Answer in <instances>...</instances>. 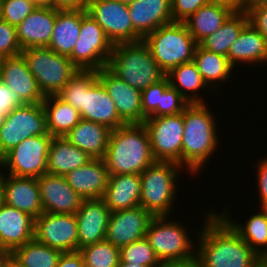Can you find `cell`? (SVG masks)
Here are the masks:
<instances>
[{
	"instance_id": "6da1fadb",
	"label": "cell",
	"mask_w": 267,
	"mask_h": 267,
	"mask_svg": "<svg viewBox=\"0 0 267 267\" xmlns=\"http://www.w3.org/2000/svg\"><path fill=\"white\" fill-rule=\"evenodd\" d=\"M208 213V214H207ZM205 214L201 229H196L198 267H258L261 261L251 247L214 209Z\"/></svg>"
},
{
	"instance_id": "7a4b0ae2",
	"label": "cell",
	"mask_w": 267,
	"mask_h": 267,
	"mask_svg": "<svg viewBox=\"0 0 267 267\" xmlns=\"http://www.w3.org/2000/svg\"><path fill=\"white\" fill-rule=\"evenodd\" d=\"M208 105L212 106L209 103H189L184 109L181 167L189 172L190 178L201 174L210 157L217 153L220 142L215 112Z\"/></svg>"
},
{
	"instance_id": "3957f363",
	"label": "cell",
	"mask_w": 267,
	"mask_h": 267,
	"mask_svg": "<svg viewBox=\"0 0 267 267\" xmlns=\"http://www.w3.org/2000/svg\"><path fill=\"white\" fill-rule=\"evenodd\" d=\"M57 96L77 109L82 119L105 125L111 130L126 125L98 80L97 70H79Z\"/></svg>"
},
{
	"instance_id": "277c9868",
	"label": "cell",
	"mask_w": 267,
	"mask_h": 267,
	"mask_svg": "<svg viewBox=\"0 0 267 267\" xmlns=\"http://www.w3.org/2000/svg\"><path fill=\"white\" fill-rule=\"evenodd\" d=\"M109 174H141L155 160L143 124H126L111 130L103 158Z\"/></svg>"
},
{
	"instance_id": "5b68a950",
	"label": "cell",
	"mask_w": 267,
	"mask_h": 267,
	"mask_svg": "<svg viewBox=\"0 0 267 267\" xmlns=\"http://www.w3.org/2000/svg\"><path fill=\"white\" fill-rule=\"evenodd\" d=\"M107 67L128 85L140 91L166 77L143 40L114 45Z\"/></svg>"
},
{
	"instance_id": "8992f818",
	"label": "cell",
	"mask_w": 267,
	"mask_h": 267,
	"mask_svg": "<svg viewBox=\"0 0 267 267\" xmlns=\"http://www.w3.org/2000/svg\"><path fill=\"white\" fill-rule=\"evenodd\" d=\"M183 169L175 162L155 161L148 166L140 174V206L153 216L172 217L171 211L174 210V203H177L175 201H178L179 196L178 179L183 175Z\"/></svg>"
},
{
	"instance_id": "52a82bcc",
	"label": "cell",
	"mask_w": 267,
	"mask_h": 267,
	"mask_svg": "<svg viewBox=\"0 0 267 267\" xmlns=\"http://www.w3.org/2000/svg\"><path fill=\"white\" fill-rule=\"evenodd\" d=\"M143 42L166 74L174 67L193 61L198 45L185 23L181 22L159 27L147 35Z\"/></svg>"
},
{
	"instance_id": "ba28073f",
	"label": "cell",
	"mask_w": 267,
	"mask_h": 267,
	"mask_svg": "<svg viewBox=\"0 0 267 267\" xmlns=\"http://www.w3.org/2000/svg\"><path fill=\"white\" fill-rule=\"evenodd\" d=\"M179 222L154 216L148 226L145 237L160 261H196L197 241L189 236L188 225Z\"/></svg>"
},
{
	"instance_id": "9c48e42d",
	"label": "cell",
	"mask_w": 267,
	"mask_h": 267,
	"mask_svg": "<svg viewBox=\"0 0 267 267\" xmlns=\"http://www.w3.org/2000/svg\"><path fill=\"white\" fill-rule=\"evenodd\" d=\"M21 54L44 96L57 95L79 71L67 56L47 47L23 49Z\"/></svg>"
},
{
	"instance_id": "30bf717a",
	"label": "cell",
	"mask_w": 267,
	"mask_h": 267,
	"mask_svg": "<svg viewBox=\"0 0 267 267\" xmlns=\"http://www.w3.org/2000/svg\"><path fill=\"white\" fill-rule=\"evenodd\" d=\"M52 136L36 135L24 139L1 159V168L6 174L17 177L39 178L47 173V157Z\"/></svg>"
},
{
	"instance_id": "8fae6325",
	"label": "cell",
	"mask_w": 267,
	"mask_h": 267,
	"mask_svg": "<svg viewBox=\"0 0 267 267\" xmlns=\"http://www.w3.org/2000/svg\"><path fill=\"white\" fill-rule=\"evenodd\" d=\"M113 47L104 30L86 13L81 20L78 41L68 58L79 70H99L108 65Z\"/></svg>"
},
{
	"instance_id": "7c38bea8",
	"label": "cell",
	"mask_w": 267,
	"mask_h": 267,
	"mask_svg": "<svg viewBox=\"0 0 267 267\" xmlns=\"http://www.w3.org/2000/svg\"><path fill=\"white\" fill-rule=\"evenodd\" d=\"M47 133L42 103L17 107L4 118L0 128V159L24 139Z\"/></svg>"
},
{
	"instance_id": "4fadbf2b",
	"label": "cell",
	"mask_w": 267,
	"mask_h": 267,
	"mask_svg": "<svg viewBox=\"0 0 267 267\" xmlns=\"http://www.w3.org/2000/svg\"><path fill=\"white\" fill-rule=\"evenodd\" d=\"M143 125L149 134L154 160L175 162L181 166L184 111L176 115L147 117Z\"/></svg>"
},
{
	"instance_id": "5bb4252c",
	"label": "cell",
	"mask_w": 267,
	"mask_h": 267,
	"mask_svg": "<svg viewBox=\"0 0 267 267\" xmlns=\"http://www.w3.org/2000/svg\"><path fill=\"white\" fill-rule=\"evenodd\" d=\"M34 239L62 252L78 251L76 215L43 212L34 219Z\"/></svg>"
},
{
	"instance_id": "9a60e30c",
	"label": "cell",
	"mask_w": 267,
	"mask_h": 267,
	"mask_svg": "<svg viewBox=\"0 0 267 267\" xmlns=\"http://www.w3.org/2000/svg\"><path fill=\"white\" fill-rule=\"evenodd\" d=\"M87 13L104 30L113 45L134 43V28L128 5L116 0H90Z\"/></svg>"
},
{
	"instance_id": "2e32d148",
	"label": "cell",
	"mask_w": 267,
	"mask_h": 267,
	"mask_svg": "<svg viewBox=\"0 0 267 267\" xmlns=\"http://www.w3.org/2000/svg\"><path fill=\"white\" fill-rule=\"evenodd\" d=\"M154 216L140 205L111 212L105 240L121 248L145 237Z\"/></svg>"
},
{
	"instance_id": "e0dca14e",
	"label": "cell",
	"mask_w": 267,
	"mask_h": 267,
	"mask_svg": "<svg viewBox=\"0 0 267 267\" xmlns=\"http://www.w3.org/2000/svg\"><path fill=\"white\" fill-rule=\"evenodd\" d=\"M97 76L114 101L119 117L126 124H143L141 91L128 85L107 66L97 70Z\"/></svg>"
},
{
	"instance_id": "ac0fdd59",
	"label": "cell",
	"mask_w": 267,
	"mask_h": 267,
	"mask_svg": "<svg viewBox=\"0 0 267 267\" xmlns=\"http://www.w3.org/2000/svg\"><path fill=\"white\" fill-rule=\"evenodd\" d=\"M0 80L25 104L42 103L45 99L22 54L0 59Z\"/></svg>"
},
{
	"instance_id": "d6986e66",
	"label": "cell",
	"mask_w": 267,
	"mask_h": 267,
	"mask_svg": "<svg viewBox=\"0 0 267 267\" xmlns=\"http://www.w3.org/2000/svg\"><path fill=\"white\" fill-rule=\"evenodd\" d=\"M37 180L44 213L76 214L84 199L72 189L64 176L46 173Z\"/></svg>"
},
{
	"instance_id": "ffe728a7",
	"label": "cell",
	"mask_w": 267,
	"mask_h": 267,
	"mask_svg": "<svg viewBox=\"0 0 267 267\" xmlns=\"http://www.w3.org/2000/svg\"><path fill=\"white\" fill-rule=\"evenodd\" d=\"M75 215L78 249L105 240L111 211L102 198L84 199Z\"/></svg>"
},
{
	"instance_id": "44dd1931",
	"label": "cell",
	"mask_w": 267,
	"mask_h": 267,
	"mask_svg": "<svg viewBox=\"0 0 267 267\" xmlns=\"http://www.w3.org/2000/svg\"><path fill=\"white\" fill-rule=\"evenodd\" d=\"M134 42L142 41L161 26L173 23L171 0H134L128 5Z\"/></svg>"
},
{
	"instance_id": "7402d4cb",
	"label": "cell",
	"mask_w": 267,
	"mask_h": 267,
	"mask_svg": "<svg viewBox=\"0 0 267 267\" xmlns=\"http://www.w3.org/2000/svg\"><path fill=\"white\" fill-rule=\"evenodd\" d=\"M3 203L36 219L43 213L37 178L8 175L4 170Z\"/></svg>"
},
{
	"instance_id": "603a6c76",
	"label": "cell",
	"mask_w": 267,
	"mask_h": 267,
	"mask_svg": "<svg viewBox=\"0 0 267 267\" xmlns=\"http://www.w3.org/2000/svg\"><path fill=\"white\" fill-rule=\"evenodd\" d=\"M34 239V218L10 207L0 206V248L12 253Z\"/></svg>"
},
{
	"instance_id": "cb8c5ba5",
	"label": "cell",
	"mask_w": 267,
	"mask_h": 267,
	"mask_svg": "<svg viewBox=\"0 0 267 267\" xmlns=\"http://www.w3.org/2000/svg\"><path fill=\"white\" fill-rule=\"evenodd\" d=\"M58 9L37 7L16 26L21 49L48 47Z\"/></svg>"
},
{
	"instance_id": "d4e9b609",
	"label": "cell",
	"mask_w": 267,
	"mask_h": 267,
	"mask_svg": "<svg viewBox=\"0 0 267 267\" xmlns=\"http://www.w3.org/2000/svg\"><path fill=\"white\" fill-rule=\"evenodd\" d=\"M64 177L83 199H100L107 188L109 172L103 159H92Z\"/></svg>"
},
{
	"instance_id": "484cf974",
	"label": "cell",
	"mask_w": 267,
	"mask_h": 267,
	"mask_svg": "<svg viewBox=\"0 0 267 267\" xmlns=\"http://www.w3.org/2000/svg\"><path fill=\"white\" fill-rule=\"evenodd\" d=\"M227 57L235 69L238 66L244 68L247 65L251 67L266 64L267 39L248 23L242 29L238 39L231 45Z\"/></svg>"
},
{
	"instance_id": "4316f807",
	"label": "cell",
	"mask_w": 267,
	"mask_h": 267,
	"mask_svg": "<svg viewBox=\"0 0 267 267\" xmlns=\"http://www.w3.org/2000/svg\"><path fill=\"white\" fill-rule=\"evenodd\" d=\"M140 174H109L108 185L102 199L111 212L140 205Z\"/></svg>"
},
{
	"instance_id": "83f0119b",
	"label": "cell",
	"mask_w": 267,
	"mask_h": 267,
	"mask_svg": "<svg viewBox=\"0 0 267 267\" xmlns=\"http://www.w3.org/2000/svg\"><path fill=\"white\" fill-rule=\"evenodd\" d=\"M111 129L105 125L81 119L64 137L93 159H103Z\"/></svg>"
},
{
	"instance_id": "f1b7e54d",
	"label": "cell",
	"mask_w": 267,
	"mask_h": 267,
	"mask_svg": "<svg viewBox=\"0 0 267 267\" xmlns=\"http://www.w3.org/2000/svg\"><path fill=\"white\" fill-rule=\"evenodd\" d=\"M87 10H58L52 38L47 48L69 57L78 41L81 20Z\"/></svg>"
},
{
	"instance_id": "f546056e",
	"label": "cell",
	"mask_w": 267,
	"mask_h": 267,
	"mask_svg": "<svg viewBox=\"0 0 267 267\" xmlns=\"http://www.w3.org/2000/svg\"><path fill=\"white\" fill-rule=\"evenodd\" d=\"M93 158L70 143L65 137H52L47 157V173L65 176Z\"/></svg>"
},
{
	"instance_id": "4dcf8cb0",
	"label": "cell",
	"mask_w": 267,
	"mask_h": 267,
	"mask_svg": "<svg viewBox=\"0 0 267 267\" xmlns=\"http://www.w3.org/2000/svg\"><path fill=\"white\" fill-rule=\"evenodd\" d=\"M219 213L261 259L267 254V209L248 216L246 222L233 220L228 208ZM239 222V223H238Z\"/></svg>"
},
{
	"instance_id": "1f68e13d",
	"label": "cell",
	"mask_w": 267,
	"mask_h": 267,
	"mask_svg": "<svg viewBox=\"0 0 267 267\" xmlns=\"http://www.w3.org/2000/svg\"><path fill=\"white\" fill-rule=\"evenodd\" d=\"M193 62L196 64L204 82L210 87L211 92L212 90H221L222 84L226 81L228 84L230 78H232L231 81L233 80L235 68L226 56L216 54L198 44L194 52Z\"/></svg>"
},
{
	"instance_id": "d6a6232c",
	"label": "cell",
	"mask_w": 267,
	"mask_h": 267,
	"mask_svg": "<svg viewBox=\"0 0 267 267\" xmlns=\"http://www.w3.org/2000/svg\"><path fill=\"white\" fill-rule=\"evenodd\" d=\"M42 105L47 131L52 137H64L82 119L77 109L57 95L45 96Z\"/></svg>"
},
{
	"instance_id": "836d02e7",
	"label": "cell",
	"mask_w": 267,
	"mask_h": 267,
	"mask_svg": "<svg viewBox=\"0 0 267 267\" xmlns=\"http://www.w3.org/2000/svg\"><path fill=\"white\" fill-rule=\"evenodd\" d=\"M166 77L169 80V84L176 89L188 103L209 102L200 93V90L203 91L202 88L210 92L209 87L204 82L193 61L172 68L166 74Z\"/></svg>"
},
{
	"instance_id": "e575fe53",
	"label": "cell",
	"mask_w": 267,
	"mask_h": 267,
	"mask_svg": "<svg viewBox=\"0 0 267 267\" xmlns=\"http://www.w3.org/2000/svg\"><path fill=\"white\" fill-rule=\"evenodd\" d=\"M232 12L222 6L208 3L200 7L184 23L199 44L207 36L219 30Z\"/></svg>"
},
{
	"instance_id": "d590c367",
	"label": "cell",
	"mask_w": 267,
	"mask_h": 267,
	"mask_svg": "<svg viewBox=\"0 0 267 267\" xmlns=\"http://www.w3.org/2000/svg\"><path fill=\"white\" fill-rule=\"evenodd\" d=\"M249 23L247 13H232L214 34L204 38L199 45L222 56H228L231 45Z\"/></svg>"
},
{
	"instance_id": "8d00e7d4",
	"label": "cell",
	"mask_w": 267,
	"mask_h": 267,
	"mask_svg": "<svg viewBox=\"0 0 267 267\" xmlns=\"http://www.w3.org/2000/svg\"><path fill=\"white\" fill-rule=\"evenodd\" d=\"M11 254L26 267H57L62 251L32 239Z\"/></svg>"
},
{
	"instance_id": "74e56055",
	"label": "cell",
	"mask_w": 267,
	"mask_h": 267,
	"mask_svg": "<svg viewBox=\"0 0 267 267\" xmlns=\"http://www.w3.org/2000/svg\"><path fill=\"white\" fill-rule=\"evenodd\" d=\"M78 252L88 267H118L120 262V248L107 240L82 247Z\"/></svg>"
},
{
	"instance_id": "f35d334b",
	"label": "cell",
	"mask_w": 267,
	"mask_h": 267,
	"mask_svg": "<svg viewBox=\"0 0 267 267\" xmlns=\"http://www.w3.org/2000/svg\"><path fill=\"white\" fill-rule=\"evenodd\" d=\"M120 262L156 267L160 260L146 237L120 248Z\"/></svg>"
},
{
	"instance_id": "ab89813d",
	"label": "cell",
	"mask_w": 267,
	"mask_h": 267,
	"mask_svg": "<svg viewBox=\"0 0 267 267\" xmlns=\"http://www.w3.org/2000/svg\"><path fill=\"white\" fill-rule=\"evenodd\" d=\"M189 103L171 85L161 94L160 104L148 117L169 116L183 113Z\"/></svg>"
},
{
	"instance_id": "60d3db41",
	"label": "cell",
	"mask_w": 267,
	"mask_h": 267,
	"mask_svg": "<svg viewBox=\"0 0 267 267\" xmlns=\"http://www.w3.org/2000/svg\"><path fill=\"white\" fill-rule=\"evenodd\" d=\"M36 8L33 0H3L2 20L17 26Z\"/></svg>"
},
{
	"instance_id": "b9f144b4",
	"label": "cell",
	"mask_w": 267,
	"mask_h": 267,
	"mask_svg": "<svg viewBox=\"0 0 267 267\" xmlns=\"http://www.w3.org/2000/svg\"><path fill=\"white\" fill-rule=\"evenodd\" d=\"M22 49L17 39L16 26L0 20V59L17 56Z\"/></svg>"
},
{
	"instance_id": "7bdbcfd3",
	"label": "cell",
	"mask_w": 267,
	"mask_h": 267,
	"mask_svg": "<svg viewBox=\"0 0 267 267\" xmlns=\"http://www.w3.org/2000/svg\"><path fill=\"white\" fill-rule=\"evenodd\" d=\"M169 85V80L165 77L141 91L143 122L160 104L161 94Z\"/></svg>"
},
{
	"instance_id": "ee69618b",
	"label": "cell",
	"mask_w": 267,
	"mask_h": 267,
	"mask_svg": "<svg viewBox=\"0 0 267 267\" xmlns=\"http://www.w3.org/2000/svg\"><path fill=\"white\" fill-rule=\"evenodd\" d=\"M208 3L209 0H171L173 22L184 23L200 7Z\"/></svg>"
},
{
	"instance_id": "f6af8a7d",
	"label": "cell",
	"mask_w": 267,
	"mask_h": 267,
	"mask_svg": "<svg viewBox=\"0 0 267 267\" xmlns=\"http://www.w3.org/2000/svg\"><path fill=\"white\" fill-rule=\"evenodd\" d=\"M256 167V173L257 177L255 176V182H256V192H258L259 200L258 203L260 206H257L258 208H266L267 209V157L265 155L264 158L260 159L259 161L255 162ZM261 203V204H260Z\"/></svg>"
},
{
	"instance_id": "bcb514c9",
	"label": "cell",
	"mask_w": 267,
	"mask_h": 267,
	"mask_svg": "<svg viewBox=\"0 0 267 267\" xmlns=\"http://www.w3.org/2000/svg\"><path fill=\"white\" fill-rule=\"evenodd\" d=\"M25 103L19 98L18 94L13 93L8 86L0 80V115L4 118L17 107Z\"/></svg>"
},
{
	"instance_id": "7dc6e473",
	"label": "cell",
	"mask_w": 267,
	"mask_h": 267,
	"mask_svg": "<svg viewBox=\"0 0 267 267\" xmlns=\"http://www.w3.org/2000/svg\"><path fill=\"white\" fill-rule=\"evenodd\" d=\"M249 23L267 39V10L256 7L247 12Z\"/></svg>"
},
{
	"instance_id": "c3c4849f",
	"label": "cell",
	"mask_w": 267,
	"mask_h": 267,
	"mask_svg": "<svg viewBox=\"0 0 267 267\" xmlns=\"http://www.w3.org/2000/svg\"><path fill=\"white\" fill-rule=\"evenodd\" d=\"M83 259L78 251L62 252L57 267H83Z\"/></svg>"
},
{
	"instance_id": "681fc988",
	"label": "cell",
	"mask_w": 267,
	"mask_h": 267,
	"mask_svg": "<svg viewBox=\"0 0 267 267\" xmlns=\"http://www.w3.org/2000/svg\"><path fill=\"white\" fill-rule=\"evenodd\" d=\"M90 0H54V8L58 10H87Z\"/></svg>"
},
{
	"instance_id": "f907efd6",
	"label": "cell",
	"mask_w": 267,
	"mask_h": 267,
	"mask_svg": "<svg viewBox=\"0 0 267 267\" xmlns=\"http://www.w3.org/2000/svg\"><path fill=\"white\" fill-rule=\"evenodd\" d=\"M210 3L229 9L232 13L244 12L243 0H209Z\"/></svg>"
},
{
	"instance_id": "816d5d0a",
	"label": "cell",
	"mask_w": 267,
	"mask_h": 267,
	"mask_svg": "<svg viewBox=\"0 0 267 267\" xmlns=\"http://www.w3.org/2000/svg\"><path fill=\"white\" fill-rule=\"evenodd\" d=\"M156 267H198L196 261H160Z\"/></svg>"
},
{
	"instance_id": "f5cc1de1",
	"label": "cell",
	"mask_w": 267,
	"mask_h": 267,
	"mask_svg": "<svg viewBox=\"0 0 267 267\" xmlns=\"http://www.w3.org/2000/svg\"><path fill=\"white\" fill-rule=\"evenodd\" d=\"M267 0H243L244 13L256 7H262Z\"/></svg>"
},
{
	"instance_id": "db71d44e",
	"label": "cell",
	"mask_w": 267,
	"mask_h": 267,
	"mask_svg": "<svg viewBox=\"0 0 267 267\" xmlns=\"http://www.w3.org/2000/svg\"><path fill=\"white\" fill-rule=\"evenodd\" d=\"M4 267H26L23 265L16 257H14L11 253L8 255Z\"/></svg>"
},
{
	"instance_id": "11a10c76",
	"label": "cell",
	"mask_w": 267,
	"mask_h": 267,
	"mask_svg": "<svg viewBox=\"0 0 267 267\" xmlns=\"http://www.w3.org/2000/svg\"><path fill=\"white\" fill-rule=\"evenodd\" d=\"M36 7L54 8V0H33Z\"/></svg>"
},
{
	"instance_id": "9f6ffc18",
	"label": "cell",
	"mask_w": 267,
	"mask_h": 267,
	"mask_svg": "<svg viewBox=\"0 0 267 267\" xmlns=\"http://www.w3.org/2000/svg\"><path fill=\"white\" fill-rule=\"evenodd\" d=\"M0 166V206L3 204V184H4V172Z\"/></svg>"
},
{
	"instance_id": "6f0895ef",
	"label": "cell",
	"mask_w": 267,
	"mask_h": 267,
	"mask_svg": "<svg viewBox=\"0 0 267 267\" xmlns=\"http://www.w3.org/2000/svg\"><path fill=\"white\" fill-rule=\"evenodd\" d=\"M9 254V251L0 248V267H4L5 261Z\"/></svg>"
},
{
	"instance_id": "680465c9",
	"label": "cell",
	"mask_w": 267,
	"mask_h": 267,
	"mask_svg": "<svg viewBox=\"0 0 267 267\" xmlns=\"http://www.w3.org/2000/svg\"><path fill=\"white\" fill-rule=\"evenodd\" d=\"M118 267H148L140 264H133V263H127V262H119Z\"/></svg>"
},
{
	"instance_id": "91938a15",
	"label": "cell",
	"mask_w": 267,
	"mask_h": 267,
	"mask_svg": "<svg viewBox=\"0 0 267 267\" xmlns=\"http://www.w3.org/2000/svg\"><path fill=\"white\" fill-rule=\"evenodd\" d=\"M116 1L121 2V3H124V4H126V5H129V4H131L134 0H116Z\"/></svg>"
},
{
	"instance_id": "94428289",
	"label": "cell",
	"mask_w": 267,
	"mask_h": 267,
	"mask_svg": "<svg viewBox=\"0 0 267 267\" xmlns=\"http://www.w3.org/2000/svg\"><path fill=\"white\" fill-rule=\"evenodd\" d=\"M2 3L3 0H0V20H2Z\"/></svg>"
},
{
	"instance_id": "6125c7cd",
	"label": "cell",
	"mask_w": 267,
	"mask_h": 267,
	"mask_svg": "<svg viewBox=\"0 0 267 267\" xmlns=\"http://www.w3.org/2000/svg\"><path fill=\"white\" fill-rule=\"evenodd\" d=\"M258 267H267V265L261 260Z\"/></svg>"
},
{
	"instance_id": "be15d7a7",
	"label": "cell",
	"mask_w": 267,
	"mask_h": 267,
	"mask_svg": "<svg viewBox=\"0 0 267 267\" xmlns=\"http://www.w3.org/2000/svg\"><path fill=\"white\" fill-rule=\"evenodd\" d=\"M261 260L267 265V254Z\"/></svg>"
},
{
	"instance_id": "e7e4bbea",
	"label": "cell",
	"mask_w": 267,
	"mask_h": 267,
	"mask_svg": "<svg viewBox=\"0 0 267 267\" xmlns=\"http://www.w3.org/2000/svg\"><path fill=\"white\" fill-rule=\"evenodd\" d=\"M3 121H4V117L0 115V128H1V126L3 124Z\"/></svg>"
},
{
	"instance_id": "03108f58",
	"label": "cell",
	"mask_w": 267,
	"mask_h": 267,
	"mask_svg": "<svg viewBox=\"0 0 267 267\" xmlns=\"http://www.w3.org/2000/svg\"><path fill=\"white\" fill-rule=\"evenodd\" d=\"M262 8H264L265 10H267V1L263 4Z\"/></svg>"
}]
</instances>
